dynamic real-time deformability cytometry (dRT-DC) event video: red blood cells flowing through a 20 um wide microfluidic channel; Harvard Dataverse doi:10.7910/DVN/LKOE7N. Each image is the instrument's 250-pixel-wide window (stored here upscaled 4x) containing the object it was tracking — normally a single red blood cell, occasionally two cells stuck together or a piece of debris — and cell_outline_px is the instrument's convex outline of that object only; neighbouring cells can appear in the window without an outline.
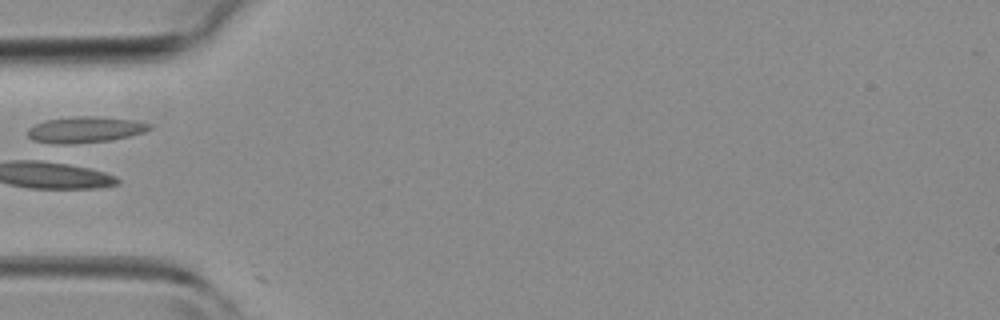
{"species": "common noctule bat (a hibernating species)", "species_latin": "Nyctalus noctula", "temperature_condition": "room temperature", "stored_images_in_passage": 5, "camera_frame_rate_fps": 3000, "um_per_image_px": 0.085, "animal": {"sex": "female", "body_mass_g": 19.3, "forearm_length_mm": 54.1}, "frame": {"image": 1, "passage_image": 5, "time_ms": 9.667, "image_size_px": [1000, 320], "cell_outline_px": [[152, 128], [144, 132], [112, 140], [64, 144], [40, 144], [32, 140], [28, 136], [28, 128], [44, 120], [72, 116], [96, 116], [136, 120], [152, 124]], "centroid_in_image_um": [7.2, 11.02], "position_along_channel_um": 77.8, "area_um2": 18.84}}